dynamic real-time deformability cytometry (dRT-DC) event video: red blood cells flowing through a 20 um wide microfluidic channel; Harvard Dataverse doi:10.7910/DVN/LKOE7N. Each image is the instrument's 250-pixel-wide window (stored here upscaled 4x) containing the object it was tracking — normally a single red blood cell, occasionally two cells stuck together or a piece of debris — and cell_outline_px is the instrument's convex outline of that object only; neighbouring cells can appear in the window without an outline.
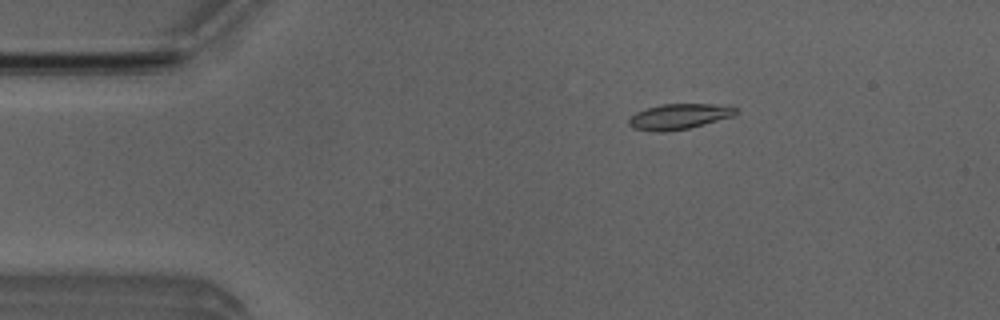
{"species": "Egyptian fruit bat (a non-hibernating species)", "species_latin": "Rousettus aegyptiacus", "temperature_condition": "room temperature", "stored_images_in_passage": 46, "camera_frame_rate_fps": 3000, "um_per_image_px": 0.085, "animal": {"sex": "male"}, "frame": {"image": 1, "passage_image": 9, "time_ms": 2.667, "image_size_px": [1000, 320], "cell_outline_px": [[740, 112], [736, 116], [688, 128], [664, 132], [660, 132], [632, 128], [628, 124], [628, 120], [636, 112], [648, 108], [664, 104], [712, 104], [736, 108]], "centroid_in_image_um": [57.75, 9.91], "position_along_channel_um": 27.3, "area_um2": 15.78}}
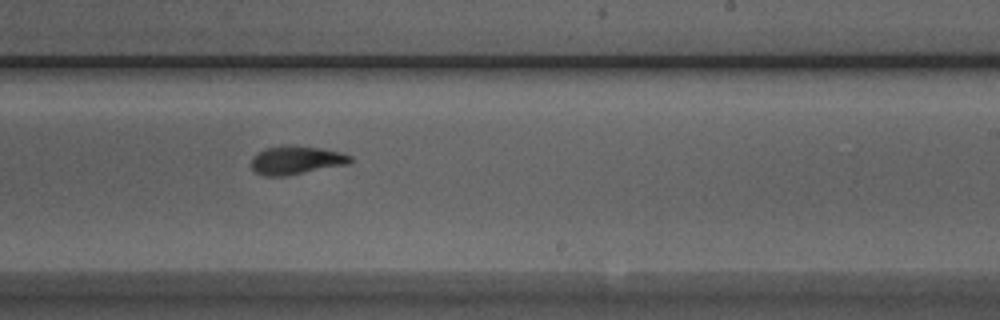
{"frame": {"image": 2, "passage_image": 31, "time_ms": 10.0, "image_size_px": [1000, 320], "cell_outline_px": [[352, 160], [348, 164], [284, 176], [264, 176], [256, 172], [252, 168], [252, 156], [256, 152], [268, 148], [288, 144], [320, 148], [340, 152], [352, 156]], "centroid_in_image_um": [25.16, 13.6], "position_along_channel_um": 263.8, "area_um2": 16.36}}
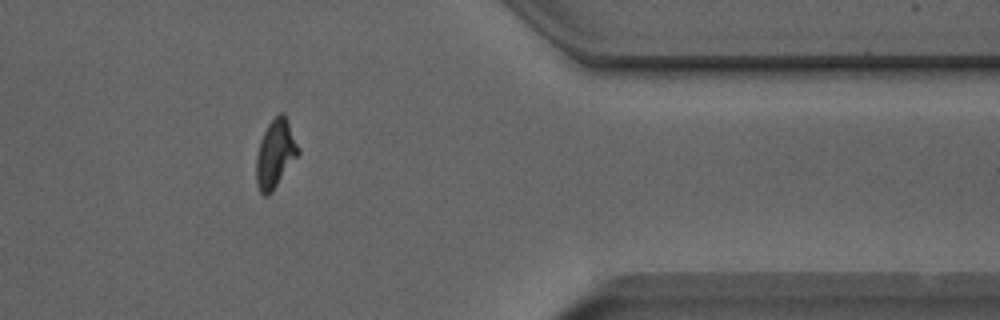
{"frame": {"image": 3, "passage_image": 42, "time_ms": 13.667, "image_size_px": [1000, 320], "cell_outline_px": [[300, 152], [272, 192], [268, 196], [264, 196], [260, 192], [256, 184], [256, 156], [260, 140], [268, 124], [280, 112], [284, 112], [288, 120], [300, 148]], "centroid_in_image_um": [23.4, 13.07], "position_along_channel_um": 388.0, "area_um2": 16.76}, "authors_computed_cell_mechanics": {"area_um2": 15.9528, "velocity_mm_per_s": 3.9943, "shape_relaxation_time_tau1_ms": 4.0943, "shape_relaxation_time_tau2_ms": 1.9908, "deformation_change_tau1": 0.1629, "deformation_change_tau2": 0.0783}}